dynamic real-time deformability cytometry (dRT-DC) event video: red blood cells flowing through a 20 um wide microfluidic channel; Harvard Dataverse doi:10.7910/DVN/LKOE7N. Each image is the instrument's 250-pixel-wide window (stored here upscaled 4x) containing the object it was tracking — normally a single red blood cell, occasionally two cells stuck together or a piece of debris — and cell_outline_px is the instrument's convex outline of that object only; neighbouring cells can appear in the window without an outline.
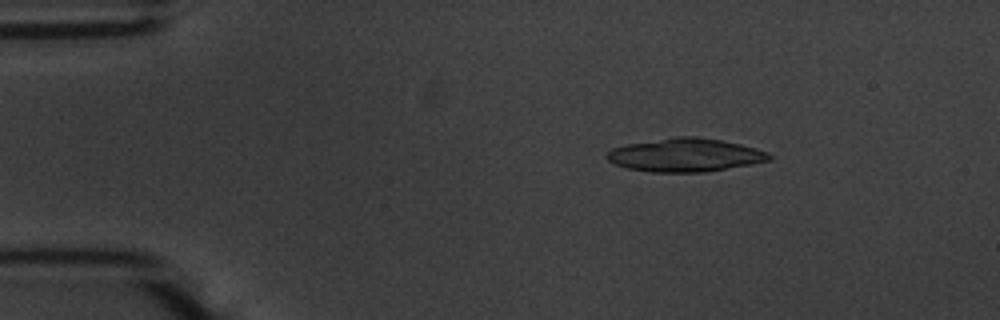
{"species": "common noctule bat (a hibernating species)", "species_latin": "Nyctalus noctula", "temperature_condition": "warm", "stored_images_in_passage": 19, "camera_frame_rate_fps": 3000, "um_per_image_px": 0.085, "animal": {"sex": "male", "body_mass_g": 20.1, "forearm_length_mm": 53.5}, "frame": {"image": 1, "passage_image": 9, "time_ms": 2.667, "image_size_px": [1000, 320], "cell_outline_px": [[772, 160], [752, 164], [704, 172], [652, 172], [628, 168], [616, 164], [608, 160], [608, 152], [612, 148], [628, 144], [676, 136], [696, 136], [720, 140], [740, 144], [756, 148], [768, 152], [772, 156]], "centroid_in_image_um": [58.29, 13.17], "position_along_channel_um": 26.7, "area_um2": 31.33}}